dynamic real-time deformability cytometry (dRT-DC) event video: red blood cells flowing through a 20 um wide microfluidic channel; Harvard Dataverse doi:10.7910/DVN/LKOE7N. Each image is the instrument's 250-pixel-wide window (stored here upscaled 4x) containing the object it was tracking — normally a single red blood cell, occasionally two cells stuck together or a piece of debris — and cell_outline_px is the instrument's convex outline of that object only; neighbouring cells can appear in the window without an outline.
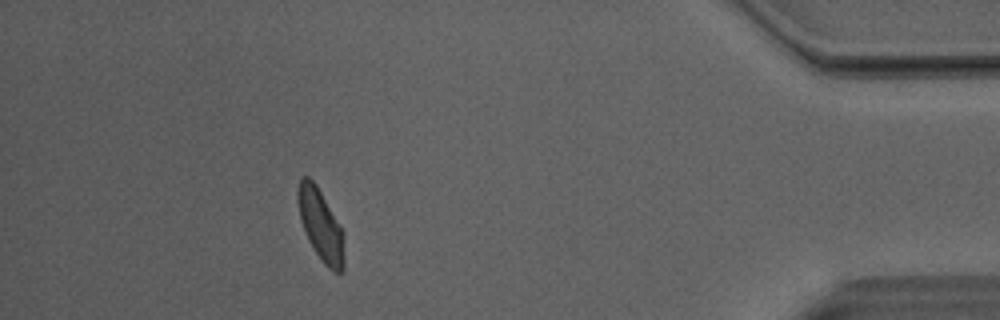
{"species": "Egyptian fruit bat (a non-hibernating species)", "species_latin": "Rousettus aegyptiacus", "temperature_condition": "room temperature", "stored_images_in_passage": 46, "segment_of_instrument_passage": [1, 2], "camera_frame_rate_fps": 3000, "um_per_image_px": 0.085, "animal": {"sex": "male"}, "frame": {"image": 1, "passage_image": 40, "time_ms": 13.0, "image_size_px": [1000, 320], "cell_outline_px": [[344, 272], [332, 272], [324, 264], [308, 240], [300, 220], [296, 196], [296, 192], [300, 176], [308, 176], [316, 184], [344, 232]], "centroid_in_image_um": [27.25, 19.12], "position_along_channel_um": 408.0, "area_um2": 19.54}}